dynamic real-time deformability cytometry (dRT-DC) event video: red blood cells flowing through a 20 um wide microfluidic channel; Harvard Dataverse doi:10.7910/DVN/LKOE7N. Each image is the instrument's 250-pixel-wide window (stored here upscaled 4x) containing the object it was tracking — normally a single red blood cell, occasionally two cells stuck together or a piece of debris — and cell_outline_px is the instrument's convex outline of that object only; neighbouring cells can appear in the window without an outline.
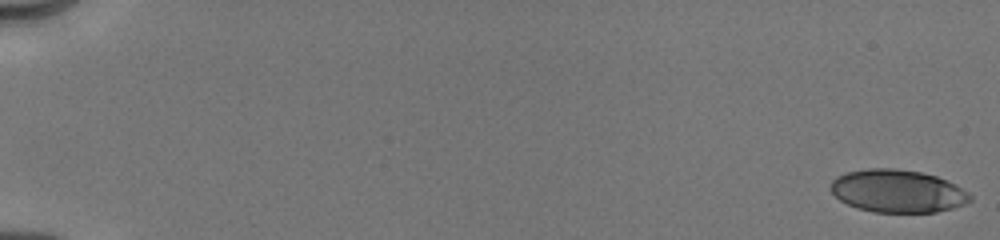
{"species": "human", "species_latin": "Homo sapiens", "temperature_condition": "cold", "stored_images_in_passage": 15, "camera_frame_rate_fps": 3000, "um_per_image_px": 0.085, "donor": {"sex": "male"}, "frame": {"image": 1, "passage_image": 1, "time_ms": 0.0, "image_size_px": [1000, 240], "cell_outline_px": [[972, 200], [964, 204], [952, 208], [936, 212], [872, 212], [856, 208], [840, 200], [828, 188], [832, 180], [836, 176], [848, 172], [868, 168], [896, 168], [920, 172], [936, 176], [948, 180], [956, 184], [968, 192], [972, 196]], "centroid_in_image_um": [76.29, 16.24], "position_along_channel_um": 8.7, "area_um2": 34.97}}
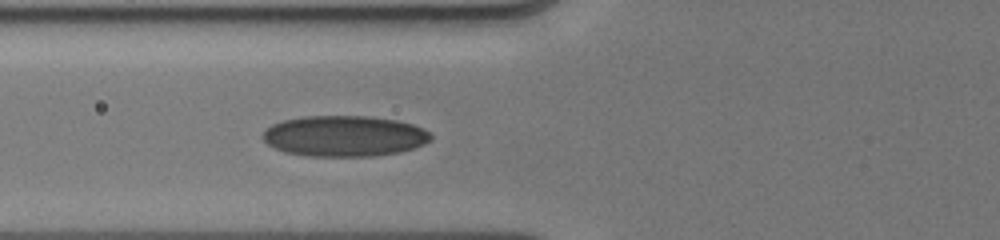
{"frame": {"image": 2, "passage_image": 13, "time_ms": 7.0, "image_size_px": [1000, 240], "cell_outline_px": [[432, 140], [424, 144], [400, 152], [372, 156], [308, 156], [284, 152], [268, 144], [260, 136], [272, 124], [284, 120], [304, 116], [368, 116], [396, 120], [412, 124], [424, 128], [432, 132]], "centroid_in_image_um": [29.29, 11.56], "position_along_channel_um": 96.5, "area_um2": 40.11}}
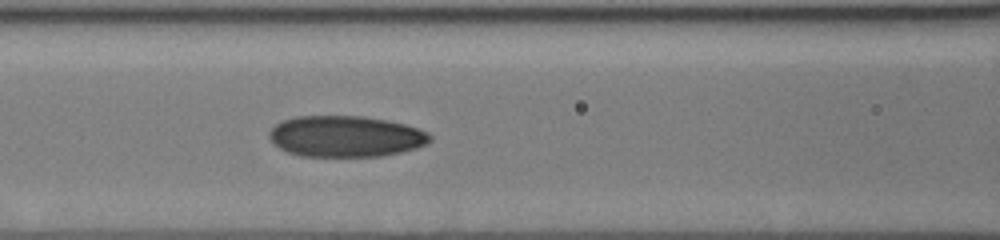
{"frame": {"image": 3, "passage_image": 15, "time_ms": 8.0, "image_size_px": [1000, 240], "cell_outline_px": [[432, 140], [428, 144], [416, 148], [384, 156], [300, 156], [288, 152], [280, 148], [268, 136], [268, 132], [276, 124], [284, 120], [296, 116], [364, 116], [388, 120], [420, 128], [428, 132], [432, 136]], "centroid_in_image_um": [29.43, 11.59], "position_along_channel_um": 137.2, "area_um2": 38.73}}